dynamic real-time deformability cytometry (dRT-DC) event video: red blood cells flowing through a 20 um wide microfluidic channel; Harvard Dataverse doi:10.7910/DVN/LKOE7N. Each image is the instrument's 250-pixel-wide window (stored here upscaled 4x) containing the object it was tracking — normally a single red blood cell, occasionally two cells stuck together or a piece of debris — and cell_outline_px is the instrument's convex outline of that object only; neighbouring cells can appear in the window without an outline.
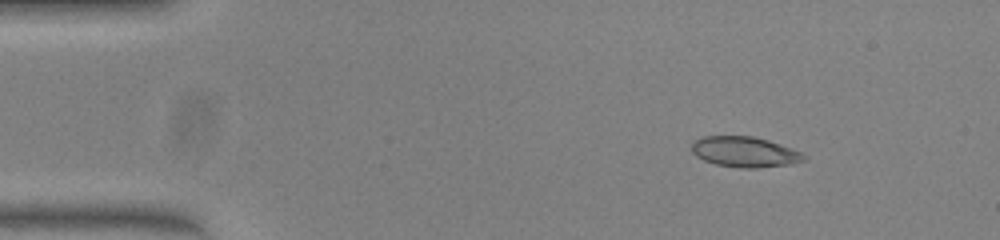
{"species": "common noctule bat (a hibernating species)", "species_latin": "Nyctalus noctula", "temperature_condition": "warm", "stored_images_in_passage": 45, "camera_frame_rate_fps": 3000, "um_per_image_px": 0.085, "animal": {"sex": "female", "body_mass_g": 23.0, "forearm_length_mm": 53.4}, "frame": {"image": 1, "passage_image": 1, "time_ms": 0.0, "image_size_px": [1000, 240], "cell_outline_px": [[808, 156], [804, 160], [792, 164], [756, 168], [740, 168], [716, 164], [704, 160], [696, 156], [692, 152], [692, 144], [696, 140], [704, 136], [752, 136], [768, 140], [792, 148]], "centroid_in_image_um": [63.32, 12.91], "position_along_channel_um": 21.7, "area_um2": 19.88}}
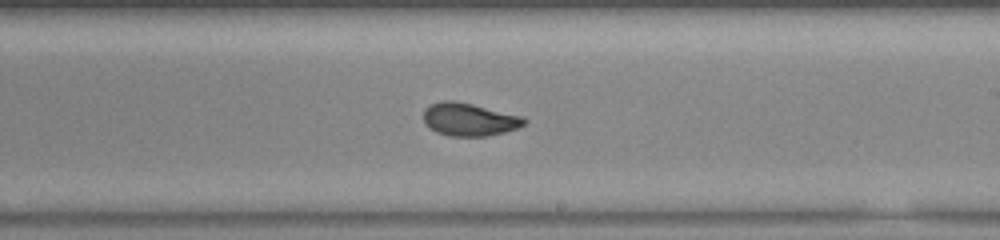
{"frame": {"image": 2, "passage_image": 24, "time_ms": 7.667, "image_size_px": [1000, 240], "cell_outline_px": [[528, 120], [520, 128], [488, 136], [448, 136], [436, 132], [424, 120], [424, 108], [428, 104], [444, 100], [456, 100], [524, 116]], "centroid_in_image_um": [39.92, 10.14], "position_along_channel_um": 249.1, "area_um2": 19.54}}
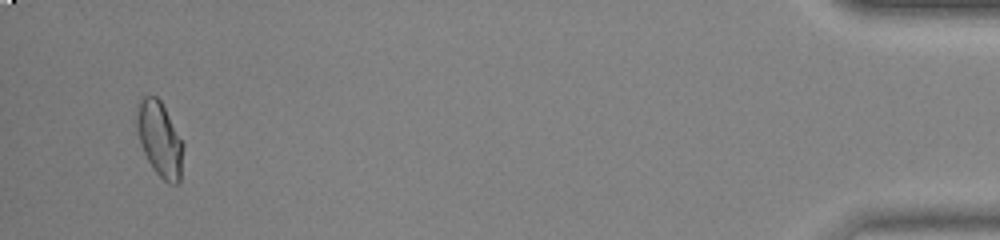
{"frame": {"image": 3, "passage_image": 43, "time_ms": 14.0, "image_size_px": [1000, 240], "cell_outline_px": [[184, 148], [180, 180], [176, 184], [168, 184], [152, 168], [140, 144], [136, 128], [136, 116], [140, 104], [144, 96], [156, 96], [160, 100], [184, 144]], "centroid_in_image_um": [13.59, 11.87], "position_along_channel_um": 421.6, "area_um2": 20.06}, "authors_computed_cell_mechanics": {"area_um2": 19.652, "velocity_mm_per_s": 4.036, "shape_relaxation_time_tau1_ms": 9.6278, "shape_relaxation_time_tau2_ms": 0.8459, "deformation_change_tau1": 0.2409, "deformation_change_tau2": 0.0441}}